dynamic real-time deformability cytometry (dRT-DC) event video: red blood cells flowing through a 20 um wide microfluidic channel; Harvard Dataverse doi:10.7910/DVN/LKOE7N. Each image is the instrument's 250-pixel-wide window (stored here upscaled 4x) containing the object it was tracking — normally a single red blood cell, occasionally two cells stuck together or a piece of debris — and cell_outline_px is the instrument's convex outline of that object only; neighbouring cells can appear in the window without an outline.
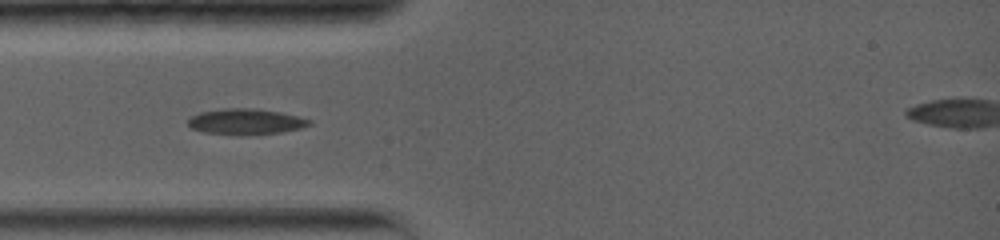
{"species": "common noctule bat (a hibernating species)", "species_latin": "Nyctalus noctula", "temperature_condition": "warm", "stored_images_in_passage": 33, "camera_frame_rate_fps": 5000, "um_per_image_px": 0.085, "animal": {"sex": "female", "body_mass_g": 19.0, "forearm_length_mm": 56.7}, "frame": {"image": 1, "passage_image": 1, "time_ms": 0.0, "image_size_px": [1000, 240], "cell_outline_px": [[312, 124], [300, 128], [280, 132], [204, 132], [192, 128], [188, 124], [188, 120], [192, 116], [200, 112], [224, 108], [256, 108], [280, 112], [312, 120]], "centroid_in_image_um": [20.91, 10.28], "position_along_channel_um": 64.1, "area_um2": 17.17}}
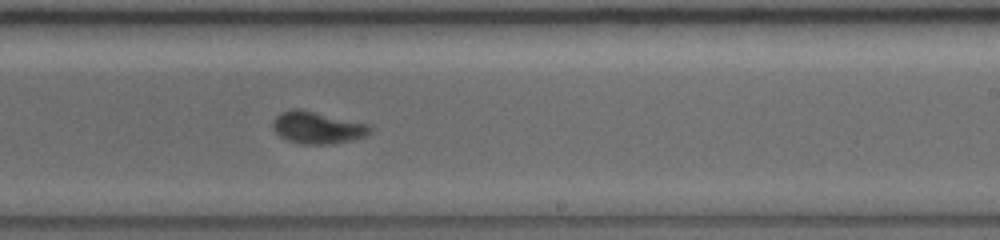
{"frame": {"image": 2, "passage_image": 13, "time_ms": 5.2, "image_size_px": [1000, 240], "cell_outline_px": [[376, 128], [372, 132], [364, 136], [352, 140], [332, 144], [304, 144], [288, 140], [280, 136], [272, 128], [272, 120], [280, 112], [292, 108], [300, 108], [368, 124]], "centroid_in_image_um": [26.99, 10.83], "position_along_channel_um": 262.0, "area_um2": 18.38}}
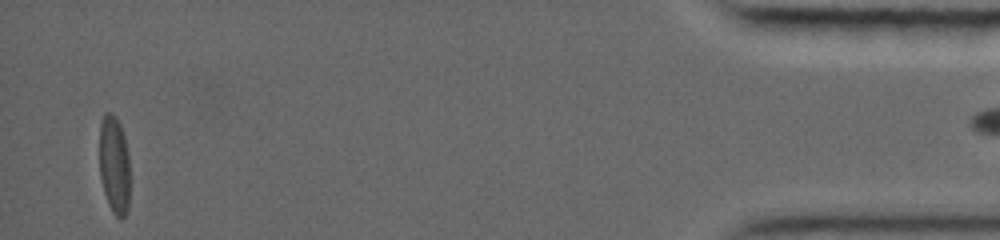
{"frame": {"image": 3, "passage_image": 30, "time_ms": 12.4, "image_size_px": [1000, 240], "cell_outline_px": [[128, 208], [124, 216], [120, 220], [112, 212], [108, 204], [104, 192], [100, 176], [100, 120], [104, 112], [112, 112], [116, 116], [120, 124], [124, 136], [128, 152]], "centroid_in_image_um": [9.69, 13.97], "position_along_channel_um": 425.5, "area_um2": 17.46}}